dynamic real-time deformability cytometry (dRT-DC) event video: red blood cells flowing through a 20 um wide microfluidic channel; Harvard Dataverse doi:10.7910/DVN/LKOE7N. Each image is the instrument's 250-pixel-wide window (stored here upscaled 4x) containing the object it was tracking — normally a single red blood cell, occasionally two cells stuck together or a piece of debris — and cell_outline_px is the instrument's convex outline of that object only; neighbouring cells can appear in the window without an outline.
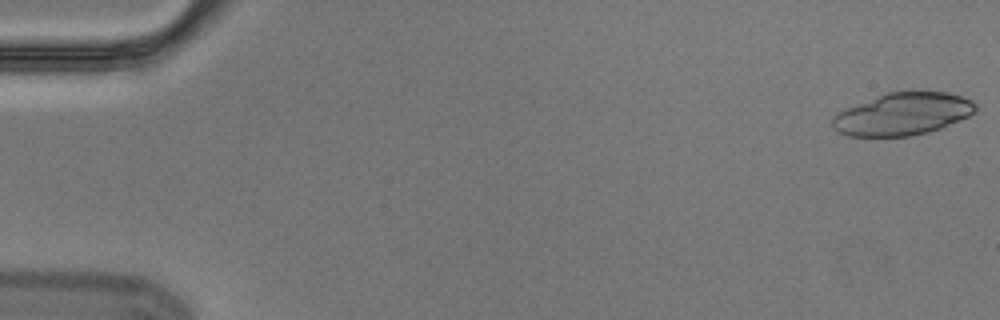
{"species": "Egyptian fruit bat (a non-hibernating species)", "species_latin": "Rousettus aegyptiacus", "temperature_condition": "cold", "stored_images_in_passage": 7, "camera_frame_rate_fps": 3000, "um_per_image_px": 0.085, "animal": {"sex": "male"}, "frame": {"image": 1, "passage_image": 1, "time_ms": 0.0, "image_size_px": [1000, 320], "cell_outline_px": [[976, 112], [960, 120], [940, 128], [928, 132], [908, 136], [848, 136], [836, 132], [832, 128], [832, 116], [848, 108], [888, 92], [948, 92], [964, 96], [972, 100], [976, 104]], "centroid_in_image_um": [76.75, 9.7], "position_along_channel_um": 8.2, "area_um2": 35.08}}